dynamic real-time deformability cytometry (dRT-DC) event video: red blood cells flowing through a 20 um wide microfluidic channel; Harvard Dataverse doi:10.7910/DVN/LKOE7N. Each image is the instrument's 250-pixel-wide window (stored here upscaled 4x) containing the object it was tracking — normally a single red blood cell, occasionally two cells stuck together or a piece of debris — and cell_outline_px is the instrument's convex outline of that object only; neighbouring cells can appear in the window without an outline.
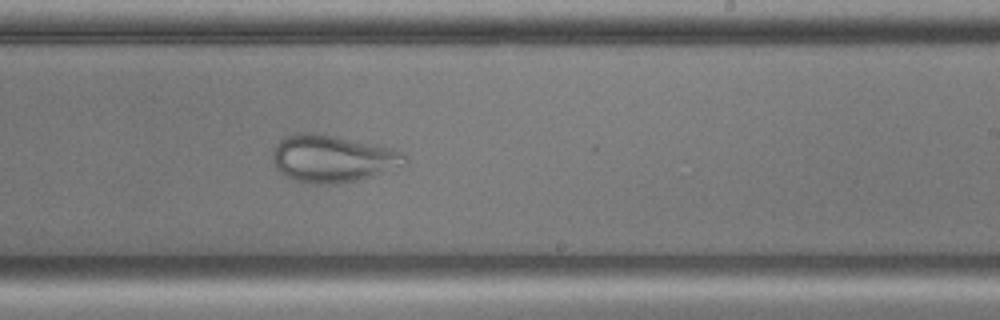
{"species": "common noctule bat (a hibernating species)", "species_latin": "Nyctalus noctula", "temperature_condition": "cold", "stored_images_in_passage": 54, "camera_frame_rate_fps": 3000, "um_per_image_px": 0.085, "animal": {"sex": "male", "body_mass_g": 17.9, "forearm_length_mm": 54.2}, "frame": {"image": 1, "passage_image": 31, "time_ms": 10.0, "image_size_px": [1000, 320], "cell_outline_px": [[408, 164], [356, 180], [336, 184], [308, 184], [292, 180], [284, 176], [276, 168], [272, 160], [272, 152], [276, 144], [284, 136], [296, 132], [316, 132], [336, 136], [392, 148], [404, 152], [408, 160]], "centroid_in_image_um": [28.22, 13.47], "position_along_channel_um": 260.8, "area_um2": 36.76}}